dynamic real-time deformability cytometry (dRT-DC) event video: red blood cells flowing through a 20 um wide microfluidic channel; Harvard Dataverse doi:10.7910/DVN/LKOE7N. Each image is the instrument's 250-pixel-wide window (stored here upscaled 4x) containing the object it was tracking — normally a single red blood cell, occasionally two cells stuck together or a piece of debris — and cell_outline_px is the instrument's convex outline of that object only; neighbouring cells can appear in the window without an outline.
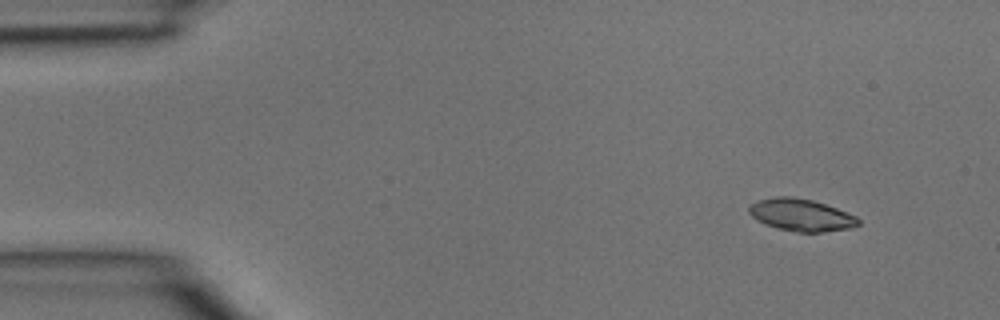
{"species": "common noctule bat (a hibernating species)", "species_latin": "Nyctalus noctula", "temperature_condition": "room temperature", "stored_images_in_passage": 3, "camera_frame_rate_fps": 3000, "um_per_image_px": 0.085, "animal": {"sex": "male", "body_mass_g": 15.6}, "frame": {"image": 1, "passage_image": 1, "time_ms": 0.0, "image_size_px": [1000, 320], "cell_outline_px": [[860, 224], [848, 228], [824, 232], [796, 232], [764, 224], [752, 216], [748, 212], [748, 204], [760, 200], [776, 196], [792, 196], [812, 200], [836, 208], [856, 216], [860, 220]], "centroid_in_image_um": [68.07, 18.26], "position_along_channel_um": 16.9, "area_um2": 20.4}}
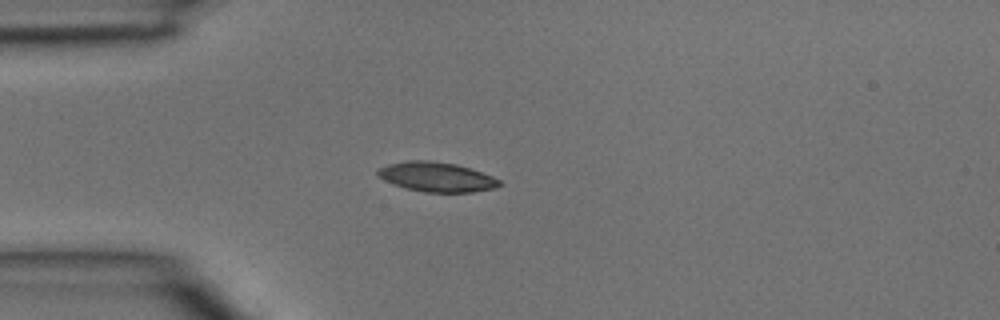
{"frame": {"image": 2, "passage_image": 3, "time_ms": 0.667, "image_size_px": [1000, 320], "cell_outline_px": [[504, 184], [496, 188], [472, 192], [424, 192], [404, 188], [384, 180], [376, 176], [376, 172], [380, 168], [388, 164], [408, 160], [428, 160], [456, 164], [492, 176], [500, 180]], "centroid_in_image_um": [37.1, 15.04], "position_along_channel_um": 47.9, "area_um2": 21.04}}